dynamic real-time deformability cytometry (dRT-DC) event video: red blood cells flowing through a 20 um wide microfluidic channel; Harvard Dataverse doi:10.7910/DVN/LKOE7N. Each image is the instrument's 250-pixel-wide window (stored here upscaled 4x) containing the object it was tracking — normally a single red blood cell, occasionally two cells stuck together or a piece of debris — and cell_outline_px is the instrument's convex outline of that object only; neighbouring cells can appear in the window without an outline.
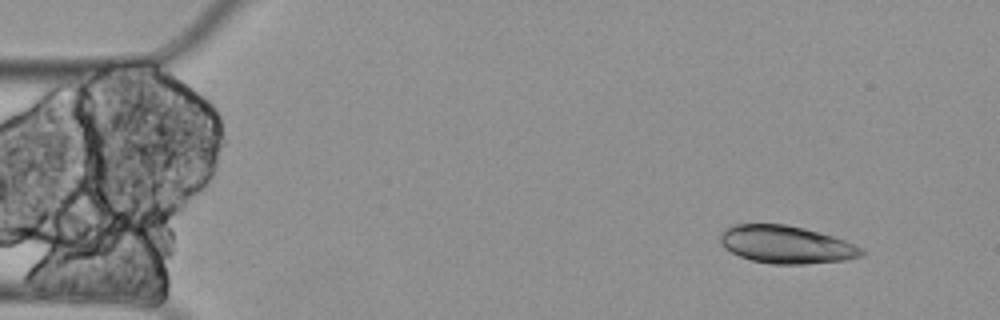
{"species": "Egyptian fruit bat (a non-hibernating species)", "species_latin": "Rousettus aegyptiacus", "temperature_condition": "cold", "stored_images_in_passage": 4, "camera_frame_rate_fps": 3000, "um_per_image_px": 0.085, "animal": {"sex": "female"}, "frame": {"image": 1, "passage_image": 1, "time_ms": 0.0, "image_size_px": [1000, 320], "cell_outline_px": [[864, 256], [844, 260], [804, 264], [772, 264], [752, 260], [740, 256], [724, 248], [720, 244], [720, 236], [724, 228], [736, 224], [784, 224], [804, 228], [832, 236], [844, 240], [860, 248], [864, 252]], "centroid_in_image_um": [66.79, 20.79], "position_along_channel_um": 18.2, "area_um2": 30.87}}
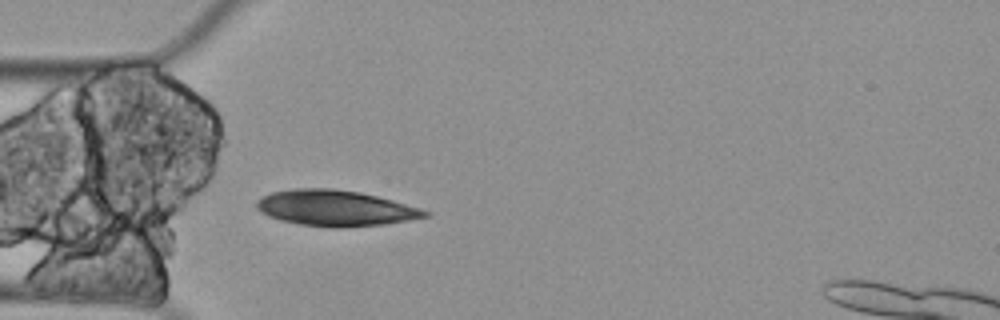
{"frame": {"image": 2, "passage_image": 4, "time_ms": 1.0, "image_size_px": [1000, 320], "cell_outline_px": [[432, 216], [384, 224], [300, 224], [280, 220], [268, 216], [256, 208], [256, 200], [272, 192], [296, 188], [332, 188], [360, 192], [392, 200], [420, 208], [432, 212]], "centroid_in_image_um": [28.51, 17.63], "position_along_channel_um": 56.5, "area_um2": 33.87}}